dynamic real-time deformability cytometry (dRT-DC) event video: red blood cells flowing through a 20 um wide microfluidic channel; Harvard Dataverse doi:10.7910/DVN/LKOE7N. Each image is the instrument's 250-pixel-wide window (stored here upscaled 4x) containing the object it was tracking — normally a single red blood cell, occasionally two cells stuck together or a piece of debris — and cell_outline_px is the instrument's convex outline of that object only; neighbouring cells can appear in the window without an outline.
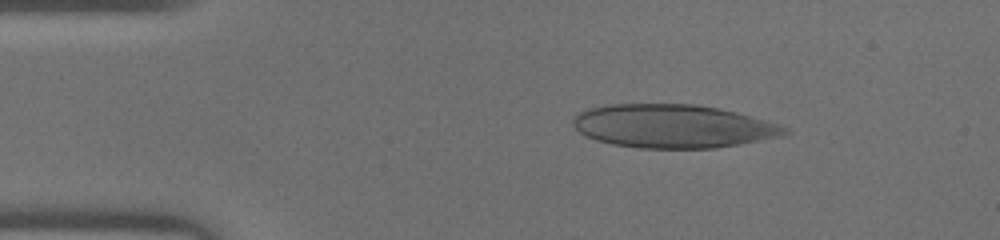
{"species": "human", "species_latin": "Homo sapiens", "temperature_condition": "warm", "stored_images_in_passage": 40, "camera_frame_rate_fps": 3000, "um_per_image_px": 0.085, "donor": {"sex": "male"}, "frame": {"image": 1, "passage_image": 2, "time_ms": 0.333, "image_size_px": [1000, 240], "cell_outline_px": [[792, 132], [780, 136], [716, 148], [640, 148], [612, 144], [596, 140], [584, 136], [572, 124], [572, 116], [588, 108], [604, 104], [696, 104], [736, 112], [780, 124], [788, 128]], "centroid_in_image_um": [57.16, 10.72], "position_along_channel_um": 27.8, "area_um2": 53.64}}
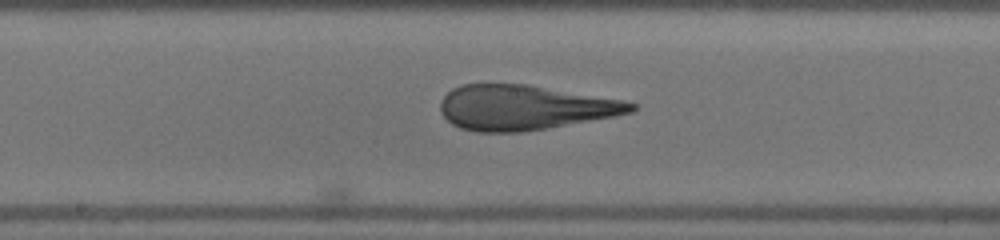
{"frame": {"image": 2, "passage_image": 18, "time_ms": 5.667, "image_size_px": [1000, 240], "cell_outline_px": [[636, 108], [632, 112], [612, 116], [548, 128], [520, 132], [476, 132], [460, 128], [452, 124], [440, 112], [440, 100], [452, 88], [460, 84], [528, 84], [624, 100], [636, 104]], "centroid_in_image_um": [44.54, 9.13], "position_along_channel_um": 203.7, "area_um2": 49.82}}
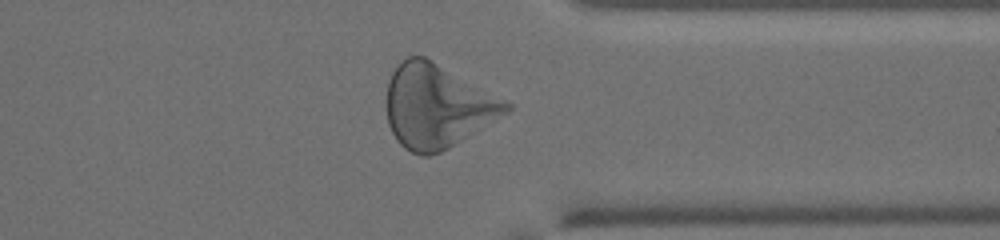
{"frame": {"image": 3, "passage_image": 30, "time_ms": 9.667, "image_size_px": [1000, 240], "cell_outline_px": [[512, 108], [508, 112], [448, 148], [440, 152], [428, 156], [420, 156], [404, 148], [396, 140], [388, 124], [388, 80], [392, 72], [408, 56], [424, 56], [512, 104]], "centroid_in_image_um": [37.14, 9.05], "position_along_channel_um": 374.3, "area_um2": 57.16}}